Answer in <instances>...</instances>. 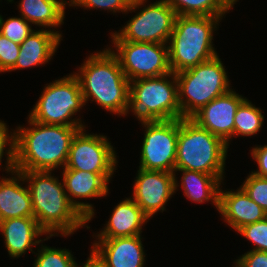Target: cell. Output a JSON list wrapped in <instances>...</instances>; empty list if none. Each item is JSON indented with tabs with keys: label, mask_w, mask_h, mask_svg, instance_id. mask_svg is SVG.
Listing matches in <instances>:
<instances>
[{
	"label": "cell",
	"mask_w": 267,
	"mask_h": 267,
	"mask_svg": "<svg viewBox=\"0 0 267 267\" xmlns=\"http://www.w3.org/2000/svg\"><path fill=\"white\" fill-rule=\"evenodd\" d=\"M15 130V168L23 171H53L66 166L70 144L85 126L43 124L28 119ZM26 127V128H25ZM32 127V128H31Z\"/></svg>",
	"instance_id": "obj_1"
},
{
	"label": "cell",
	"mask_w": 267,
	"mask_h": 267,
	"mask_svg": "<svg viewBox=\"0 0 267 267\" xmlns=\"http://www.w3.org/2000/svg\"><path fill=\"white\" fill-rule=\"evenodd\" d=\"M21 173L28 182L34 218L48 235L61 233L62 237H68L79 228L90 229L87 220L69 201L63 179L52 176V171Z\"/></svg>",
	"instance_id": "obj_2"
},
{
	"label": "cell",
	"mask_w": 267,
	"mask_h": 267,
	"mask_svg": "<svg viewBox=\"0 0 267 267\" xmlns=\"http://www.w3.org/2000/svg\"><path fill=\"white\" fill-rule=\"evenodd\" d=\"M80 66L73 74L80 83L85 105L92 98L91 102L95 101L106 111L125 116L130 81L110 49L92 53Z\"/></svg>",
	"instance_id": "obj_3"
},
{
	"label": "cell",
	"mask_w": 267,
	"mask_h": 267,
	"mask_svg": "<svg viewBox=\"0 0 267 267\" xmlns=\"http://www.w3.org/2000/svg\"><path fill=\"white\" fill-rule=\"evenodd\" d=\"M223 17L177 15L168 42L171 72L195 67L217 55L213 34Z\"/></svg>",
	"instance_id": "obj_4"
},
{
	"label": "cell",
	"mask_w": 267,
	"mask_h": 267,
	"mask_svg": "<svg viewBox=\"0 0 267 267\" xmlns=\"http://www.w3.org/2000/svg\"><path fill=\"white\" fill-rule=\"evenodd\" d=\"M228 146L191 118L178 119L175 170L224 175Z\"/></svg>",
	"instance_id": "obj_5"
},
{
	"label": "cell",
	"mask_w": 267,
	"mask_h": 267,
	"mask_svg": "<svg viewBox=\"0 0 267 267\" xmlns=\"http://www.w3.org/2000/svg\"><path fill=\"white\" fill-rule=\"evenodd\" d=\"M130 111L141 124L181 119L175 73L131 81L125 115Z\"/></svg>",
	"instance_id": "obj_6"
},
{
	"label": "cell",
	"mask_w": 267,
	"mask_h": 267,
	"mask_svg": "<svg viewBox=\"0 0 267 267\" xmlns=\"http://www.w3.org/2000/svg\"><path fill=\"white\" fill-rule=\"evenodd\" d=\"M175 75L181 118H191L206 104L232 89L219 55Z\"/></svg>",
	"instance_id": "obj_7"
},
{
	"label": "cell",
	"mask_w": 267,
	"mask_h": 267,
	"mask_svg": "<svg viewBox=\"0 0 267 267\" xmlns=\"http://www.w3.org/2000/svg\"><path fill=\"white\" fill-rule=\"evenodd\" d=\"M83 106L80 83L71 73L44 86L27 118L43 124L85 126L81 118L72 119Z\"/></svg>",
	"instance_id": "obj_8"
},
{
	"label": "cell",
	"mask_w": 267,
	"mask_h": 267,
	"mask_svg": "<svg viewBox=\"0 0 267 267\" xmlns=\"http://www.w3.org/2000/svg\"><path fill=\"white\" fill-rule=\"evenodd\" d=\"M147 0H132L127 11H138L119 31L111 32L112 41L168 44L176 12L165 0L146 5Z\"/></svg>",
	"instance_id": "obj_9"
},
{
	"label": "cell",
	"mask_w": 267,
	"mask_h": 267,
	"mask_svg": "<svg viewBox=\"0 0 267 267\" xmlns=\"http://www.w3.org/2000/svg\"><path fill=\"white\" fill-rule=\"evenodd\" d=\"M110 51L119 60L126 78L133 80L157 77L171 72L168 44L112 41Z\"/></svg>",
	"instance_id": "obj_10"
},
{
	"label": "cell",
	"mask_w": 267,
	"mask_h": 267,
	"mask_svg": "<svg viewBox=\"0 0 267 267\" xmlns=\"http://www.w3.org/2000/svg\"><path fill=\"white\" fill-rule=\"evenodd\" d=\"M85 127L74 135L63 170H80L92 173H114L117 153L107 136L86 133Z\"/></svg>",
	"instance_id": "obj_11"
},
{
	"label": "cell",
	"mask_w": 267,
	"mask_h": 267,
	"mask_svg": "<svg viewBox=\"0 0 267 267\" xmlns=\"http://www.w3.org/2000/svg\"><path fill=\"white\" fill-rule=\"evenodd\" d=\"M145 128L140 152L144 170L174 173L178 139V119L142 124Z\"/></svg>",
	"instance_id": "obj_12"
},
{
	"label": "cell",
	"mask_w": 267,
	"mask_h": 267,
	"mask_svg": "<svg viewBox=\"0 0 267 267\" xmlns=\"http://www.w3.org/2000/svg\"><path fill=\"white\" fill-rule=\"evenodd\" d=\"M134 181L132 199L149 219L158 211H165V204L176 193L172 172L139 168Z\"/></svg>",
	"instance_id": "obj_13"
},
{
	"label": "cell",
	"mask_w": 267,
	"mask_h": 267,
	"mask_svg": "<svg viewBox=\"0 0 267 267\" xmlns=\"http://www.w3.org/2000/svg\"><path fill=\"white\" fill-rule=\"evenodd\" d=\"M113 174L114 173H92L80 170H63L62 179L68 199L84 216L87 223L91 222V219L94 218V206L78 200L107 196L110 189L107 184L110 182Z\"/></svg>",
	"instance_id": "obj_14"
},
{
	"label": "cell",
	"mask_w": 267,
	"mask_h": 267,
	"mask_svg": "<svg viewBox=\"0 0 267 267\" xmlns=\"http://www.w3.org/2000/svg\"><path fill=\"white\" fill-rule=\"evenodd\" d=\"M246 99L233 89L216 97L202 107L191 119L210 133L221 138L228 146L234 138V117L239 105Z\"/></svg>",
	"instance_id": "obj_15"
},
{
	"label": "cell",
	"mask_w": 267,
	"mask_h": 267,
	"mask_svg": "<svg viewBox=\"0 0 267 267\" xmlns=\"http://www.w3.org/2000/svg\"><path fill=\"white\" fill-rule=\"evenodd\" d=\"M141 240V235L96 239L90 251L104 267H144L146 255Z\"/></svg>",
	"instance_id": "obj_16"
},
{
	"label": "cell",
	"mask_w": 267,
	"mask_h": 267,
	"mask_svg": "<svg viewBox=\"0 0 267 267\" xmlns=\"http://www.w3.org/2000/svg\"><path fill=\"white\" fill-rule=\"evenodd\" d=\"M0 232L4 238L5 247L11 258H18L29 250L35 253L32 246L40 245L50 239H37L48 235L37 223L34 217H17L0 221Z\"/></svg>",
	"instance_id": "obj_17"
},
{
	"label": "cell",
	"mask_w": 267,
	"mask_h": 267,
	"mask_svg": "<svg viewBox=\"0 0 267 267\" xmlns=\"http://www.w3.org/2000/svg\"><path fill=\"white\" fill-rule=\"evenodd\" d=\"M218 212L235 231L266 218V212L241 187L236 191H224L220 187Z\"/></svg>",
	"instance_id": "obj_18"
},
{
	"label": "cell",
	"mask_w": 267,
	"mask_h": 267,
	"mask_svg": "<svg viewBox=\"0 0 267 267\" xmlns=\"http://www.w3.org/2000/svg\"><path fill=\"white\" fill-rule=\"evenodd\" d=\"M62 38V33L56 30H34L20 44L17 61L9 72L47 64L58 50Z\"/></svg>",
	"instance_id": "obj_19"
},
{
	"label": "cell",
	"mask_w": 267,
	"mask_h": 267,
	"mask_svg": "<svg viewBox=\"0 0 267 267\" xmlns=\"http://www.w3.org/2000/svg\"><path fill=\"white\" fill-rule=\"evenodd\" d=\"M149 217L131 198H126L117 204L104 224L103 230L97 232L95 239H113L141 235L142 226L149 221Z\"/></svg>",
	"instance_id": "obj_20"
},
{
	"label": "cell",
	"mask_w": 267,
	"mask_h": 267,
	"mask_svg": "<svg viewBox=\"0 0 267 267\" xmlns=\"http://www.w3.org/2000/svg\"><path fill=\"white\" fill-rule=\"evenodd\" d=\"M0 178V221L17 217H34L31 197L21 172ZM22 181V183H20Z\"/></svg>",
	"instance_id": "obj_21"
},
{
	"label": "cell",
	"mask_w": 267,
	"mask_h": 267,
	"mask_svg": "<svg viewBox=\"0 0 267 267\" xmlns=\"http://www.w3.org/2000/svg\"><path fill=\"white\" fill-rule=\"evenodd\" d=\"M177 171L182 172L180 185L187 199L201 204L211 201L219 211V190L221 183H223L224 175H211L190 170H174L175 191L180 186L176 177Z\"/></svg>",
	"instance_id": "obj_22"
},
{
	"label": "cell",
	"mask_w": 267,
	"mask_h": 267,
	"mask_svg": "<svg viewBox=\"0 0 267 267\" xmlns=\"http://www.w3.org/2000/svg\"><path fill=\"white\" fill-rule=\"evenodd\" d=\"M18 8L20 16L42 29L64 24L66 6L60 0H20Z\"/></svg>",
	"instance_id": "obj_23"
},
{
	"label": "cell",
	"mask_w": 267,
	"mask_h": 267,
	"mask_svg": "<svg viewBox=\"0 0 267 267\" xmlns=\"http://www.w3.org/2000/svg\"><path fill=\"white\" fill-rule=\"evenodd\" d=\"M177 15L225 17L232 8L224 0H165Z\"/></svg>",
	"instance_id": "obj_24"
},
{
	"label": "cell",
	"mask_w": 267,
	"mask_h": 267,
	"mask_svg": "<svg viewBox=\"0 0 267 267\" xmlns=\"http://www.w3.org/2000/svg\"><path fill=\"white\" fill-rule=\"evenodd\" d=\"M264 122V115L260 108L252 104L247 98L239 105L234 117V137L253 136L257 134Z\"/></svg>",
	"instance_id": "obj_25"
},
{
	"label": "cell",
	"mask_w": 267,
	"mask_h": 267,
	"mask_svg": "<svg viewBox=\"0 0 267 267\" xmlns=\"http://www.w3.org/2000/svg\"><path fill=\"white\" fill-rule=\"evenodd\" d=\"M33 267H75L76 261L69 249L53 248L41 244Z\"/></svg>",
	"instance_id": "obj_26"
},
{
	"label": "cell",
	"mask_w": 267,
	"mask_h": 267,
	"mask_svg": "<svg viewBox=\"0 0 267 267\" xmlns=\"http://www.w3.org/2000/svg\"><path fill=\"white\" fill-rule=\"evenodd\" d=\"M33 31L32 24L22 16L4 20L0 15V33L14 43L21 44Z\"/></svg>",
	"instance_id": "obj_27"
},
{
	"label": "cell",
	"mask_w": 267,
	"mask_h": 267,
	"mask_svg": "<svg viewBox=\"0 0 267 267\" xmlns=\"http://www.w3.org/2000/svg\"><path fill=\"white\" fill-rule=\"evenodd\" d=\"M240 187L267 213V178L249 173Z\"/></svg>",
	"instance_id": "obj_28"
},
{
	"label": "cell",
	"mask_w": 267,
	"mask_h": 267,
	"mask_svg": "<svg viewBox=\"0 0 267 267\" xmlns=\"http://www.w3.org/2000/svg\"><path fill=\"white\" fill-rule=\"evenodd\" d=\"M9 143V144H8ZM5 146H9L7 149ZM4 154L7 155L6 157V165L3 168L5 172L11 174L13 171L16 170L15 168V130L9 133V129L4 121L0 120V166L2 167V157Z\"/></svg>",
	"instance_id": "obj_29"
},
{
	"label": "cell",
	"mask_w": 267,
	"mask_h": 267,
	"mask_svg": "<svg viewBox=\"0 0 267 267\" xmlns=\"http://www.w3.org/2000/svg\"><path fill=\"white\" fill-rule=\"evenodd\" d=\"M241 236L252 242L255 246L251 250L267 252V219L248 224L240 228L238 231Z\"/></svg>",
	"instance_id": "obj_30"
},
{
	"label": "cell",
	"mask_w": 267,
	"mask_h": 267,
	"mask_svg": "<svg viewBox=\"0 0 267 267\" xmlns=\"http://www.w3.org/2000/svg\"><path fill=\"white\" fill-rule=\"evenodd\" d=\"M132 0H71L70 7L77 6L86 9H101L108 12L123 14L129 13L127 10Z\"/></svg>",
	"instance_id": "obj_31"
},
{
	"label": "cell",
	"mask_w": 267,
	"mask_h": 267,
	"mask_svg": "<svg viewBox=\"0 0 267 267\" xmlns=\"http://www.w3.org/2000/svg\"><path fill=\"white\" fill-rule=\"evenodd\" d=\"M19 52L20 44L0 33V73L9 72L15 66Z\"/></svg>",
	"instance_id": "obj_32"
},
{
	"label": "cell",
	"mask_w": 267,
	"mask_h": 267,
	"mask_svg": "<svg viewBox=\"0 0 267 267\" xmlns=\"http://www.w3.org/2000/svg\"><path fill=\"white\" fill-rule=\"evenodd\" d=\"M239 267H267V252L250 250L234 262Z\"/></svg>",
	"instance_id": "obj_33"
},
{
	"label": "cell",
	"mask_w": 267,
	"mask_h": 267,
	"mask_svg": "<svg viewBox=\"0 0 267 267\" xmlns=\"http://www.w3.org/2000/svg\"><path fill=\"white\" fill-rule=\"evenodd\" d=\"M251 157L257 162L258 169L251 171L256 176L267 178V145L255 146L251 149Z\"/></svg>",
	"instance_id": "obj_34"
},
{
	"label": "cell",
	"mask_w": 267,
	"mask_h": 267,
	"mask_svg": "<svg viewBox=\"0 0 267 267\" xmlns=\"http://www.w3.org/2000/svg\"><path fill=\"white\" fill-rule=\"evenodd\" d=\"M75 267H104V265L91 252L85 263H83L81 266L80 263L79 265L78 263H76Z\"/></svg>",
	"instance_id": "obj_35"
},
{
	"label": "cell",
	"mask_w": 267,
	"mask_h": 267,
	"mask_svg": "<svg viewBox=\"0 0 267 267\" xmlns=\"http://www.w3.org/2000/svg\"><path fill=\"white\" fill-rule=\"evenodd\" d=\"M232 9L234 4H236L239 0H224Z\"/></svg>",
	"instance_id": "obj_36"
},
{
	"label": "cell",
	"mask_w": 267,
	"mask_h": 267,
	"mask_svg": "<svg viewBox=\"0 0 267 267\" xmlns=\"http://www.w3.org/2000/svg\"><path fill=\"white\" fill-rule=\"evenodd\" d=\"M65 6L68 4V6H70V4H71V0H67V1H65V0H60Z\"/></svg>",
	"instance_id": "obj_37"
}]
</instances>
